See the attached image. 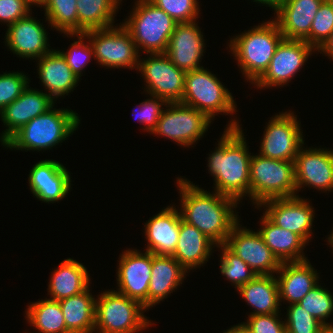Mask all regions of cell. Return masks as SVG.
Wrapping results in <instances>:
<instances>
[{"instance_id": "1", "label": "cell", "mask_w": 333, "mask_h": 333, "mask_svg": "<svg viewBox=\"0 0 333 333\" xmlns=\"http://www.w3.org/2000/svg\"><path fill=\"white\" fill-rule=\"evenodd\" d=\"M176 183L181 197L179 211L182 220L195 226L216 245L225 244L233 226L239 221L235 210L239 202L215 190L211 194L182 177H178Z\"/></svg>"}, {"instance_id": "2", "label": "cell", "mask_w": 333, "mask_h": 333, "mask_svg": "<svg viewBox=\"0 0 333 333\" xmlns=\"http://www.w3.org/2000/svg\"><path fill=\"white\" fill-rule=\"evenodd\" d=\"M218 146L209 154L208 170L214 177L217 193L234 198H250V160L247 143L238 120H231Z\"/></svg>"}, {"instance_id": "3", "label": "cell", "mask_w": 333, "mask_h": 333, "mask_svg": "<svg viewBox=\"0 0 333 333\" xmlns=\"http://www.w3.org/2000/svg\"><path fill=\"white\" fill-rule=\"evenodd\" d=\"M79 118L73 110L52 107L21 127L3 146L27 151L52 149L74 133L79 126Z\"/></svg>"}, {"instance_id": "4", "label": "cell", "mask_w": 333, "mask_h": 333, "mask_svg": "<svg viewBox=\"0 0 333 333\" xmlns=\"http://www.w3.org/2000/svg\"><path fill=\"white\" fill-rule=\"evenodd\" d=\"M283 38L272 19L230 39L228 46L247 81L254 84L264 74Z\"/></svg>"}, {"instance_id": "5", "label": "cell", "mask_w": 333, "mask_h": 333, "mask_svg": "<svg viewBox=\"0 0 333 333\" xmlns=\"http://www.w3.org/2000/svg\"><path fill=\"white\" fill-rule=\"evenodd\" d=\"M122 25L130 32L138 52L165 53L177 22L150 0H137ZM140 48V49H139Z\"/></svg>"}, {"instance_id": "6", "label": "cell", "mask_w": 333, "mask_h": 333, "mask_svg": "<svg viewBox=\"0 0 333 333\" xmlns=\"http://www.w3.org/2000/svg\"><path fill=\"white\" fill-rule=\"evenodd\" d=\"M293 161L253 155L250 160V200L259 206L271 199L297 196Z\"/></svg>"}, {"instance_id": "7", "label": "cell", "mask_w": 333, "mask_h": 333, "mask_svg": "<svg viewBox=\"0 0 333 333\" xmlns=\"http://www.w3.org/2000/svg\"><path fill=\"white\" fill-rule=\"evenodd\" d=\"M97 298L94 332L139 333L153 325L144 316L143 312L147 309L137 300L122 295L116 290L104 291Z\"/></svg>"}, {"instance_id": "8", "label": "cell", "mask_w": 333, "mask_h": 333, "mask_svg": "<svg viewBox=\"0 0 333 333\" xmlns=\"http://www.w3.org/2000/svg\"><path fill=\"white\" fill-rule=\"evenodd\" d=\"M233 98L216 75L204 67L186 72L180 103L205 113L213 120L219 113L233 115L237 112Z\"/></svg>"}, {"instance_id": "9", "label": "cell", "mask_w": 333, "mask_h": 333, "mask_svg": "<svg viewBox=\"0 0 333 333\" xmlns=\"http://www.w3.org/2000/svg\"><path fill=\"white\" fill-rule=\"evenodd\" d=\"M83 34L89 39L94 59L100 65L138 69L140 53L130 32L122 24L119 27L85 31Z\"/></svg>"}, {"instance_id": "10", "label": "cell", "mask_w": 333, "mask_h": 333, "mask_svg": "<svg viewBox=\"0 0 333 333\" xmlns=\"http://www.w3.org/2000/svg\"><path fill=\"white\" fill-rule=\"evenodd\" d=\"M165 107L152 134L164 136L184 147L202 138L212 122L205 113L180 102L168 103Z\"/></svg>"}, {"instance_id": "11", "label": "cell", "mask_w": 333, "mask_h": 333, "mask_svg": "<svg viewBox=\"0 0 333 333\" xmlns=\"http://www.w3.org/2000/svg\"><path fill=\"white\" fill-rule=\"evenodd\" d=\"M299 122L291 111L271 117L263 132L259 154L271 159L294 162L304 144Z\"/></svg>"}, {"instance_id": "12", "label": "cell", "mask_w": 333, "mask_h": 333, "mask_svg": "<svg viewBox=\"0 0 333 333\" xmlns=\"http://www.w3.org/2000/svg\"><path fill=\"white\" fill-rule=\"evenodd\" d=\"M137 70L144 76L147 94L168 103L181 102L186 72L177 68L165 53L150 54L146 60L140 58Z\"/></svg>"}, {"instance_id": "13", "label": "cell", "mask_w": 333, "mask_h": 333, "mask_svg": "<svg viewBox=\"0 0 333 333\" xmlns=\"http://www.w3.org/2000/svg\"><path fill=\"white\" fill-rule=\"evenodd\" d=\"M314 50V51H313ZM316 50L304 40L285 39L277 46L267 70L254 83L257 88L284 86Z\"/></svg>"}, {"instance_id": "14", "label": "cell", "mask_w": 333, "mask_h": 333, "mask_svg": "<svg viewBox=\"0 0 333 333\" xmlns=\"http://www.w3.org/2000/svg\"><path fill=\"white\" fill-rule=\"evenodd\" d=\"M239 222L233 226L225 245L248 264L257 275L274 273L277 275L281 262L265 244L258 231L242 227Z\"/></svg>"}, {"instance_id": "15", "label": "cell", "mask_w": 333, "mask_h": 333, "mask_svg": "<svg viewBox=\"0 0 333 333\" xmlns=\"http://www.w3.org/2000/svg\"><path fill=\"white\" fill-rule=\"evenodd\" d=\"M116 292L140 302L148 309V291L151 278L152 253L125 250L120 255Z\"/></svg>"}, {"instance_id": "16", "label": "cell", "mask_w": 333, "mask_h": 333, "mask_svg": "<svg viewBox=\"0 0 333 333\" xmlns=\"http://www.w3.org/2000/svg\"><path fill=\"white\" fill-rule=\"evenodd\" d=\"M310 201L299 197H286L271 199L263 202L259 207L264 206V214L277 226L294 232L306 243L312 238V223L314 221V207Z\"/></svg>"}, {"instance_id": "17", "label": "cell", "mask_w": 333, "mask_h": 333, "mask_svg": "<svg viewBox=\"0 0 333 333\" xmlns=\"http://www.w3.org/2000/svg\"><path fill=\"white\" fill-rule=\"evenodd\" d=\"M301 147L295 160V183L297 192L304 186L321 191L333 190V149Z\"/></svg>"}, {"instance_id": "18", "label": "cell", "mask_w": 333, "mask_h": 333, "mask_svg": "<svg viewBox=\"0 0 333 333\" xmlns=\"http://www.w3.org/2000/svg\"><path fill=\"white\" fill-rule=\"evenodd\" d=\"M195 22L177 23L165 52L170 61L185 72L203 68L199 62L204 56L205 40Z\"/></svg>"}, {"instance_id": "19", "label": "cell", "mask_w": 333, "mask_h": 333, "mask_svg": "<svg viewBox=\"0 0 333 333\" xmlns=\"http://www.w3.org/2000/svg\"><path fill=\"white\" fill-rule=\"evenodd\" d=\"M54 100L43 91L28 87L11 104L6 106L1 112L0 117L7 129L1 134L0 142L2 145L21 127L35 117L47 112L54 107Z\"/></svg>"}, {"instance_id": "20", "label": "cell", "mask_w": 333, "mask_h": 333, "mask_svg": "<svg viewBox=\"0 0 333 333\" xmlns=\"http://www.w3.org/2000/svg\"><path fill=\"white\" fill-rule=\"evenodd\" d=\"M59 161L42 160L33 165L28 181L30 190L40 201L54 203L63 200L71 189V177Z\"/></svg>"}, {"instance_id": "21", "label": "cell", "mask_w": 333, "mask_h": 333, "mask_svg": "<svg viewBox=\"0 0 333 333\" xmlns=\"http://www.w3.org/2000/svg\"><path fill=\"white\" fill-rule=\"evenodd\" d=\"M17 20L10 26H7L5 35V45L19 57L37 60L43 55L49 53L48 37L43 23L32 16Z\"/></svg>"}, {"instance_id": "22", "label": "cell", "mask_w": 333, "mask_h": 333, "mask_svg": "<svg viewBox=\"0 0 333 333\" xmlns=\"http://www.w3.org/2000/svg\"><path fill=\"white\" fill-rule=\"evenodd\" d=\"M324 0H284L274 20L285 39L305 40L312 21Z\"/></svg>"}, {"instance_id": "23", "label": "cell", "mask_w": 333, "mask_h": 333, "mask_svg": "<svg viewBox=\"0 0 333 333\" xmlns=\"http://www.w3.org/2000/svg\"><path fill=\"white\" fill-rule=\"evenodd\" d=\"M180 211L168 206L145 223V236L148 241L146 251L156 255L172 256L176 250L180 222Z\"/></svg>"}, {"instance_id": "24", "label": "cell", "mask_w": 333, "mask_h": 333, "mask_svg": "<svg viewBox=\"0 0 333 333\" xmlns=\"http://www.w3.org/2000/svg\"><path fill=\"white\" fill-rule=\"evenodd\" d=\"M277 278L280 302L298 303L319 282V273L309 260L282 262Z\"/></svg>"}, {"instance_id": "25", "label": "cell", "mask_w": 333, "mask_h": 333, "mask_svg": "<svg viewBox=\"0 0 333 333\" xmlns=\"http://www.w3.org/2000/svg\"><path fill=\"white\" fill-rule=\"evenodd\" d=\"M188 271L173 257L152 253L151 278L148 291V308L164 301L182 284Z\"/></svg>"}, {"instance_id": "26", "label": "cell", "mask_w": 333, "mask_h": 333, "mask_svg": "<svg viewBox=\"0 0 333 333\" xmlns=\"http://www.w3.org/2000/svg\"><path fill=\"white\" fill-rule=\"evenodd\" d=\"M38 60V78L54 101L73 91L79 79L58 50L52 49Z\"/></svg>"}, {"instance_id": "27", "label": "cell", "mask_w": 333, "mask_h": 333, "mask_svg": "<svg viewBox=\"0 0 333 333\" xmlns=\"http://www.w3.org/2000/svg\"><path fill=\"white\" fill-rule=\"evenodd\" d=\"M216 244L205 234L181 219L176 250L172 255L187 271L207 263Z\"/></svg>"}, {"instance_id": "28", "label": "cell", "mask_w": 333, "mask_h": 333, "mask_svg": "<svg viewBox=\"0 0 333 333\" xmlns=\"http://www.w3.org/2000/svg\"><path fill=\"white\" fill-rule=\"evenodd\" d=\"M261 218L258 233L281 263L307 259L303 253L307 243L299 235L277 226L264 213Z\"/></svg>"}, {"instance_id": "29", "label": "cell", "mask_w": 333, "mask_h": 333, "mask_svg": "<svg viewBox=\"0 0 333 333\" xmlns=\"http://www.w3.org/2000/svg\"><path fill=\"white\" fill-rule=\"evenodd\" d=\"M48 285L50 300L60 301L85 291L90 285V274L82 263L67 258L52 274Z\"/></svg>"}, {"instance_id": "30", "label": "cell", "mask_w": 333, "mask_h": 333, "mask_svg": "<svg viewBox=\"0 0 333 333\" xmlns=\"http://www.w3.org/2000/svg\"><path fill=\"white\" fill-rule=\"evenodd\" d=\"M237 291L254 309L249 316L280 313L279 286L275 275H256Z\"/></svg>"}, {"instance_id": "31", "label": "cell", "mask_w": 333, "mask_h": 333, "mask_svg": "<svg viewBox=\"0 0 333 333\" xmlns=\"http://www.w3.org/2000/svg\"><path fill=\"white\" fill-rule=\"evenodd\" d=\"M85 291L59 301L65 325L71 333H93L95 328L96 298Z\"/></svg>"}, {"instance_id": "32", "label": "cell", "mask_w": 333, "mask_h": 333, "mask_svg": "<svg viewBox=\"0 0 333 333\" xmlns=\"http://www.w3.org/2000/svg\"><path fill=\"white\" fill-rule=\"evenodd\" d=\"M120 1V2H119ZM122 0H77L78 33L114 26L113 21Z\"/></svg>"}, {"instance_id": "33", "label": "cell", "mask_w": 333, "mask_h": 333, "mask_svg": "<svg viewBox=\"0 0 333 333\" xmlns=\"http://www.w3.org/2000/svg\"><path fill=\"white\" fill-rule=\"evenodd\" d=\"M27 307V321L38 333H71L65 325L59 301L46 298Z\"/></svg>"}, {"instance_id": "34", "label": "cell", "mask_w": 333, "mask_h": 333, "mask_svg": "<svg viewBox=\"0 0 333 333\" xmlns=\"http://www.w3.org/2000/svg\"><path fill=\"white\" fill-rule=\"evenodd\" d=\"M77 0H44L46 21L61 34H78Z\"/></svg>"}, {"instance_id": "35", "label": "cell", "mask_w": 333, "mask_h": 333, "mask_svg": "<svg viewBox=\"0 0 333 333\" xmlns=\"http://www.w3.org/2000/svg\"><path fill=\"white\" fill-rule=\"evenodd\" d=\"M221 248L220 272L235 289L250 282L257 274L240 257L233 253L225 244L216 245Z\"/></svg>"}, {"instance_id": "36", "label": "cell", "mask_w": 333, "mask_h": 333, "mask_svg": "<svg viewBox=\"0 0 333 333\" xmlns=\"http://www.w3.org/2000/svg\"><path fill=\"white\" fill-rule=\"evenodd\" d=\"M314 318L320 321L326 328L333 327L332 323L326 322V319L333 313V296L328 289L323 288L319 283L315 285L298 302Z\"/></svg>"}, {"instance_id": "37", "label": "cell", "mask_w": 333, "mask_h": 333, "mask_svg": "<svg viewBox=\"0 0 333 333\" xmlns=\"http://www.w3.org/2000/svg\"><path fill=\"white\" fill-rule=\"evenodd\" d=\"M332 31L333 4L329 0H324L312 21L310 34L304 41L317 51L328 39Z\"/></svg>"}, {"instance_id": "38", "label": "cell", "mask_w": 333, "mask_h": 333, "mask_svg": "<svg viewBox=\"0 0 333 333\" xmlns=\"http://www.w3.org/2000/svg\"><path fill=\"white\" fill-rule=\"evenodd\" d=\"M286 317V333H323L326 328L298 303L288 306Z\"/></svg>"}, {"instance_id": "39", "label": "cell", "mask_w": 333, "mask_h": 333, "mask_svg": "<svg viewBox=\"0 0 333 333\" xmlns=\"http://www.w3.org/2000/svg\"><path fill=\"white\" fill-rule=\"evenodd\" d=\"M71 37L75 35L78 38V41H74V43L71 44V47L68 51L64 52L61 50H58L63 57L65 58L67 64L73 71V73L80 79L81 72L84 71V67H86L87 63L91 60V58H94L93 48L88 40V44L86 45L84 40L86 39L85 35L83 33L78 34H65Z\"/></svg>"}, {"instance_id": "40", "label": "cell", "mask_w": 333, "mask_h": 333, "mask_svg": "<svg viewBox=\"0 0 333 333\" xmlns=\"http://www.w3.org/2000/svg\"><path fill=\"white\" fill-rule=\"evenodd\" d=\"M164 10L177 23L194 22L198 18L199 3L197 0H150Z\"/></svg>"}, {"instance_id": "41", "label": "cell", "mask_w": 333, "mask_h": 333, "mask_svg": "<svg viewBox=\"0 0 333 333\" xmlns=\"http://www.w3.org/2000/svg\"><path fill=\"white\" fill-rule=\"evenodd\" d=\"M29 82L23 72L0 74V112L24 92Z\"/></svg>"}, {"instance_id": "42", "label": "cell", "mask_w": 333, "mask_h": 333, "mask_svg": "<svg viewBox=\"0 0 333 333\" xmlns=\"http://www.w3.org/2000/svg\"><path fill=\"white\" fill-rule=\"evenodd\" d=\"M152 98L146 99L142 103L139 104V107L136 109L137 111H133V116L135 119L144 125L145 123V131L152 133V131L156 128L157 123L164 111L161 108L163 105H168V102L162 98L151 96ZM161 102V103H160ZM135 110V108H134ZM135 112V114H134Z\"/></svg>"}, {"instance_id": "43", "label": "cell", "mask_w": 333, "mask_h": 333, "mask_svg": "<svg viewBox=\"0 0 333 333\" xmlns=\"http://www.w3.org/2000/svg\"><path fill=\"white\" fill-rule=\"evenodd\" d=\"M280 314H261L249 316L243 324L250 333H286L284 321H280Z\"/></svg>"}, {"instance_id": "44", "label": "cell", "mask_w": 333, "mask_h": 333, "mask_svg": "<svg viewBox=\"0 0 333 333\" xmlns=\"http://www.w3.org/2000/svg\"><path fill=\"white\" fill-rule=\"evenodd\" d=\"M31 6L27 0H0V22L4 24L6 22L7 26L12 25L17 20L32 14Z\"/></svg>"}, {"instance_id": "45", "label": "cell", "mask_w": 333, "mask_h": 333, "mask_svg": "<svg viewBox=\"0 0 333 333\" xmlns=\"http://www.w3.org/2000/svg\"><path fill=\"white\" fill-rule=\"evenodd\" d=\"M320 54L323 52L325 55L333 60V31L323 45L317 50ZM327 54V55H326Z\"/></svg>"}, {"instance_id": "46", "label": "cell", "mask_w": 333, "mask_h": 333, "mask_svg": "<svg viewBox=\"0 0 333 333\" xmlns=\"http://www.w3.org/2000/svg\"><path fill=\"white\" fill-rule=\"evenodd\" d=\"M284 0H253V2H257L274 9V11L283 3Z\"/></svg>"}, {"instance_id": "47", "label": "cell", "mask_w": 333, "mask_h": 333, "mask_svg": "<svg viewBox=\"0 0 333 333\" xmlns=\"http://www.w3.org/2000/svg\"><path fill=\"white\" fill-rule=\"evenodd\" d=\"M223 333H250V331L243 323H241L238 325H234L233 327L227 329V331H224Z\"/></svg>"}, {"instance_id": "48", "label": "cell", "mask_w": 333, "mask_h": 333, "mask_svg": "<svg viewBox=\"0 0 333 333\" xmlns=\"http://www.w3.org/2000/svg\"><path fill=\"white\" fill-rule=\"evenodd\" d=\"M31 5H37L38 7L41 6L44 0H27Z\"/></svg>"}, {"instance_id": "49", "label": "cell", "mask_w": 333, "mask_h": 333, "mask_svg": "<svg viewBox=\"0 0 333 333\" xmlns=\"http://www.w3.org/2000/svg\"><path fill=\"white\" fill-rule=\"evenodd\" d=\"M330 236L327 238L328 239V245H330V247L332 248L333 250V230L330 232Z\"/></svg>"}, {"instance_id": "50", "label": "cell", "mask_w": 333, "mask_h": 333, "mask_svg": "<svg viewBox=\"0 0 333 333\" xmlns=\"http://www.w3.org/2000/svg\"><path fill=\"white\" fill-rule=\"evenodd\" d=\"M323 333H333V327H327L325 328Z\"/></svg>"}]
</instances>
